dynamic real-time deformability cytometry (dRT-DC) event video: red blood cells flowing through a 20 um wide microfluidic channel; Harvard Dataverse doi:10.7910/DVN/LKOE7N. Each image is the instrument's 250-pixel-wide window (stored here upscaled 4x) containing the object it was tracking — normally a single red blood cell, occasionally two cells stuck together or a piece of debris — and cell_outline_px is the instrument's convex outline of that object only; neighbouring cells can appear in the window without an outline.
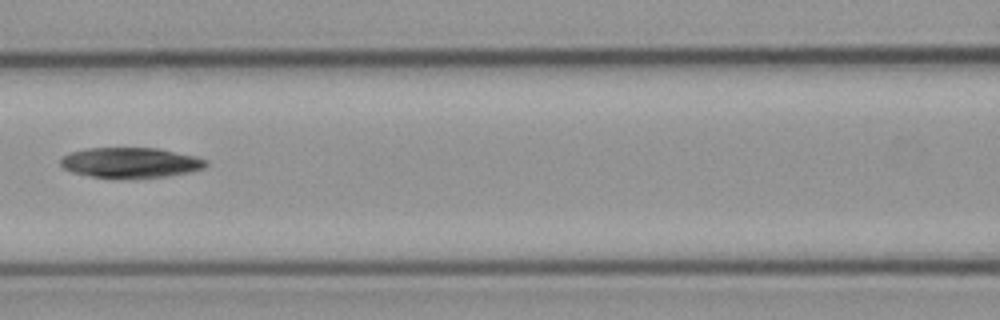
{"species": "common noctule bat (a hibernating species)", "species_latin": "Nyctalus noctula", "temperature_condition": "cold", "stored_images_in_passage": 7, "camera_frame_rate_fps": 3000, "um_per_image_px": 0.085, "animal": {"sex": "male", "body_mass_g": 23.1, "forearm_length_mm": 52.7}, "frame": {"image": 1, "passage_image": 6, "time_ms": 6.667, "image_size_px": [1000, 320], "cell_outline_px": [[208, 164], [204, 168], [188, 172], [168, 176], [92, 176], [72, 172], [64, 168], [60, 164], [60, 160], [64, 156], [72, 152], [88, 148], [156, 148], [196, 156], [208, 160]], "centroid_in_image_um": [11.13, 13.79], "position_along_channel_um": 155.5, "area_um2": 24.85}}
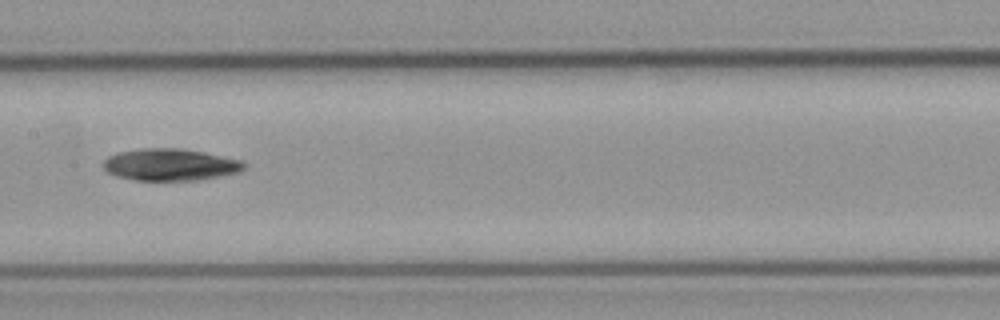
{"frame": {"image": 2, "passage_image": 7, "time_ms": 7.667, "image_size_px": [1000, 320], "cell_outline_px": [[248, 164], [240, 172], [200, 180], [136, 180], [116, 176], [108, 172], [104, 168], [104, 160], [108, 156], [120, 152], [140, 148], [180, 148], [204, 152], [244, 160]], "centroid_in_image_um": [14.53, 13.99], "position_along_channel_um": 192.9, "area_um2": 26.36}}